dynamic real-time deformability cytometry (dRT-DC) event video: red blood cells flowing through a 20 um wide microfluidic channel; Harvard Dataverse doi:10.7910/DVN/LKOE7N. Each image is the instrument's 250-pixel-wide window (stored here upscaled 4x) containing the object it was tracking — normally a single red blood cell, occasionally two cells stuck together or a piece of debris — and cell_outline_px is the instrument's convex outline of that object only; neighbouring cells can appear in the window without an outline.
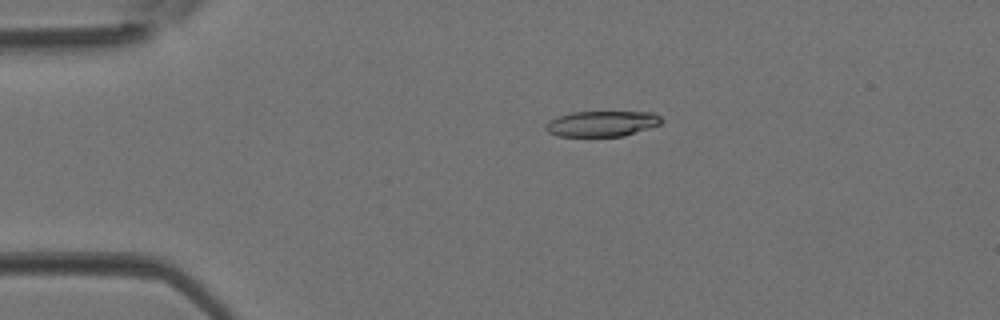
{"species": "Egyptian fruit bat (a non-hibernating species)", "species_latin": "Rousettus aegyptiacus", "temperature_condition": "room temperature", "stored_images_in_passage": 5, "camera_frame_rate_fps": 3000, "um_per_image_px": 0.085, "animal": {"sex": "female"}, "frame": {"image": 1, "passage_image": 3, "time_ms": 0.667, "image_size_px": [1000, 320], "cell_outline_px": [[664, 120], [660, 124], [624, 136], [556, 136], [548, 132], [544, 128], [544, 124], [560, 116], [572, 112], [652, 112], [660, 116]], "centroid_in_image_um": [51.16, 10.51], "position_along_channel_um": 33.8, "area_um2": 17.17}}
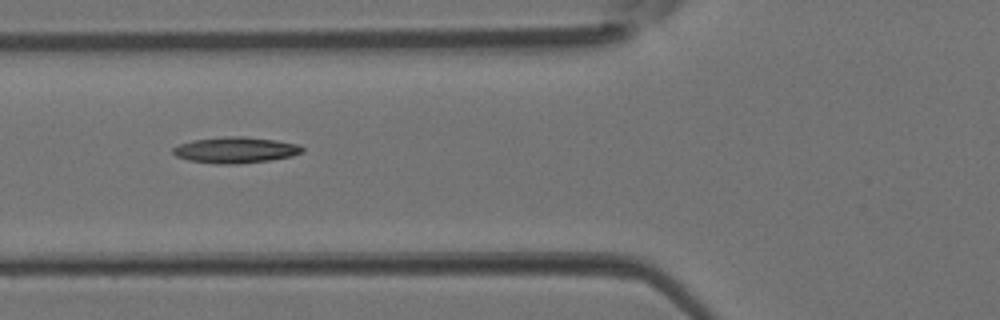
{"frame": {"image": 2, "passage_image": 5, "time_ms": 1.333, "image_size_px": [1000, 320], "cell_outline_px": [[304, 152], [292, 156], [268, 160], [236, 164], [216, 164], [188, 160], [176, 156], [172, 152], [172, 148], [180, 144], [196, 140], [224, 136], [244, 136], [276, 140], [300, 144], [304, 148]], "centroid_in_image_um": [20.05, 12.75], "position_along_channel_um": 105.8, "area_um2": 19.65}}